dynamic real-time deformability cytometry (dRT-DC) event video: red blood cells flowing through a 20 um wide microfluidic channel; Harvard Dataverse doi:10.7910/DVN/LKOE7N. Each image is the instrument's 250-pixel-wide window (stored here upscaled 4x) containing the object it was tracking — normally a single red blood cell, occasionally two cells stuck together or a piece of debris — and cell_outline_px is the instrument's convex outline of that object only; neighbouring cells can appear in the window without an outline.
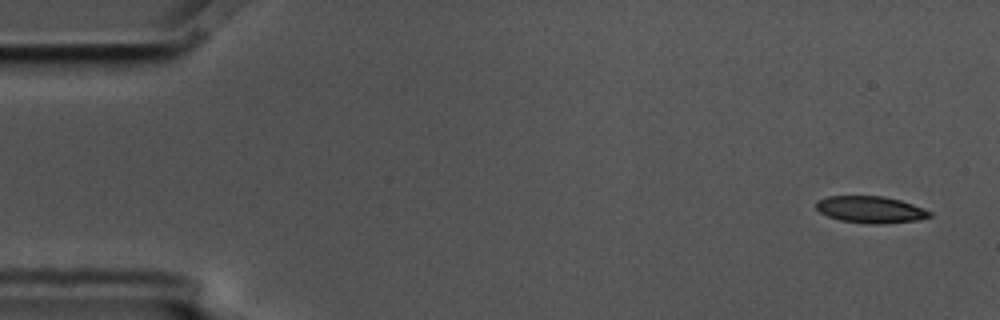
{"species": "common noctule bat (a hibernating species)", "species_latin": "Nyctalus noctula", "temperature_condition": "cold", "stored_images_in_passage": 5, "segment_of_instrument_passage": [1, 2], "camera_frame_rate_fps": 3000, "um_per_image_px": 0.085, "animal": {"sex": "male", "body_mass_g": 17.5, "forearm_length_mm": 52.3}, "frame": {"image": 1, "passage_image": 1, "time_ms": 0.0, "image_size_px": [1000, 320], "cell_outline_px": [[932, 216], [916, 220], [880, 224], [868, 224], [840, 220], [828, 216], [820, 212], [816, 208], [816, 200], [828, 196], [884, 196], [900, 200], [924, 208], [932, 212]], "centroid_in_image_um": [73.99, 17.81], "position_along_channel_um": 11.0, "area_um2": 17.74}}